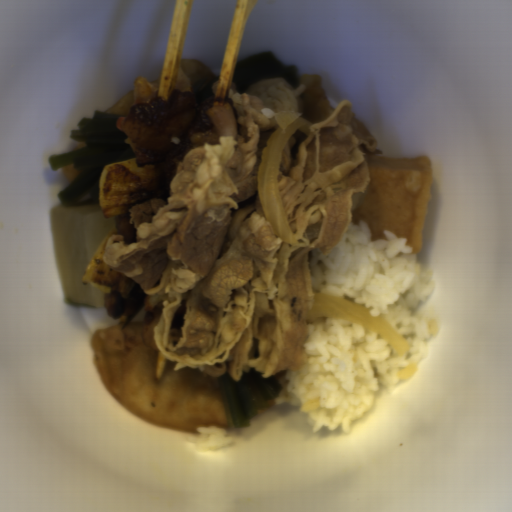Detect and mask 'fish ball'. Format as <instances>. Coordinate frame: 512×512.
<instances>
[{"mask_svg": "<svg viewBox=\"0 0 512 512\" xmlns=\"http://www.w3.org/2000/svg\"><path fill=\"white\" fill-rule=\"evenodd\" d=\"M370 180L366 192L353 195L352 216L368 223L372 240L385 239V230L399 237L415 254L422 252L433 164L427 155L367 158Z\"/></svg>", "mask_w": 512, "mask_h": 512, "instance_id": "fish-ball-1", "label": "fish ball"}]
</instances>
